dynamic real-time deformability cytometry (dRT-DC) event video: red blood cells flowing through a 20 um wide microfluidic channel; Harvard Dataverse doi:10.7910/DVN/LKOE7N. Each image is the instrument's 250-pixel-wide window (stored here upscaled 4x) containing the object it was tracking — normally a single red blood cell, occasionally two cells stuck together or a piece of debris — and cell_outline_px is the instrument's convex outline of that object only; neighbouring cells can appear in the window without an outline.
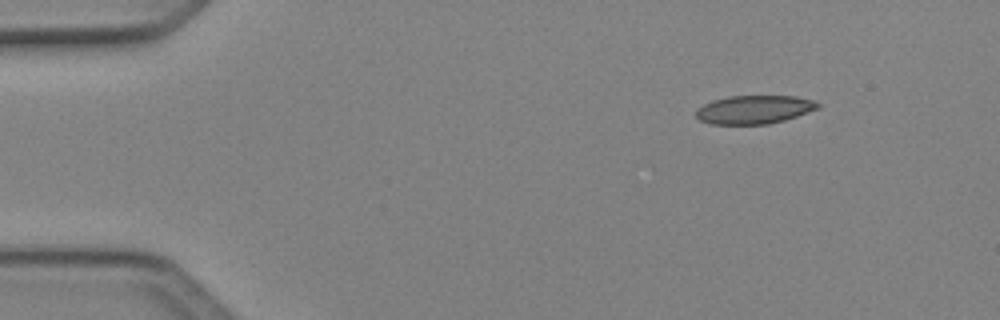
{"species": "Egyptian fruit bat (a non-hibernating species)", "species_latin": "Rousettus aegyptiacus", "temperature_condition": "cold", "stored_images_in_passage": 4, "camera_frame_rate_fps": 3000, "um_per_image_px": 0.085, "animal": {"sex": "female"}, "frame": {"image": 1, "passage_image": 1, "time_ms": 0.0, "image_size_px": [1000, 320], "cell_outline_px": [[820, 108], [784, 120], [768, 124], [708, 124], [700, 120], [696, 116], [696, 108], [712, 100], [728, 96], [796, 96], [816, 100], [820, 104]], "centroid_in_image_um": [64.11, 9.31], "position_along_channel_um": 20.9, "area_um2": 20.35}}